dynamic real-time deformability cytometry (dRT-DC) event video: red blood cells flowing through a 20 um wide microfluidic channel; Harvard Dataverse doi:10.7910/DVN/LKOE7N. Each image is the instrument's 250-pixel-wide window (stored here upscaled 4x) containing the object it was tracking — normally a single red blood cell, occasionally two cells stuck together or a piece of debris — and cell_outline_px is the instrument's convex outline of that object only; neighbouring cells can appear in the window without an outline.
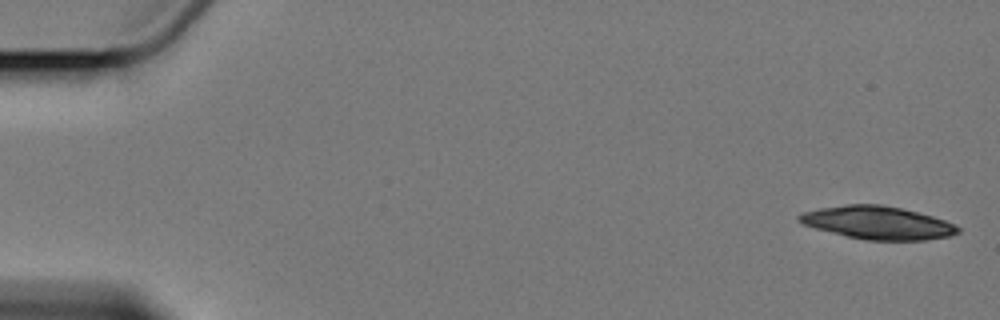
{"species": "Egyptian fruit bat (a non-hibernating species)", "species_latin": "Rousettus aegyptiacus", "temperature_condition": "cold", "stored_images_in_passage": 5, "camera_frame_rate_fps": 3000, "um_per_image_px": 0.085, "animal": {"sex": "female"}, "frame": {"image": 1, "passage_image": 1, "time_ms": 0.0, "image_size_px": [1000, 320], "cell_outline_px": [[960, 232], [948, 236], [924, 240], [868, 240], [848, 236], [816, 228], [804, 224], [796, 220], [796, 216], [800, 212], [820, 208], [848, 204], [880, 204], [900, 208], [932, 216], [944, 220], [960, 228]], "centroid_in_image_um": [74.57, 18.92], "position_along_channel_um": 10.4, "area_um2": 30.17}}